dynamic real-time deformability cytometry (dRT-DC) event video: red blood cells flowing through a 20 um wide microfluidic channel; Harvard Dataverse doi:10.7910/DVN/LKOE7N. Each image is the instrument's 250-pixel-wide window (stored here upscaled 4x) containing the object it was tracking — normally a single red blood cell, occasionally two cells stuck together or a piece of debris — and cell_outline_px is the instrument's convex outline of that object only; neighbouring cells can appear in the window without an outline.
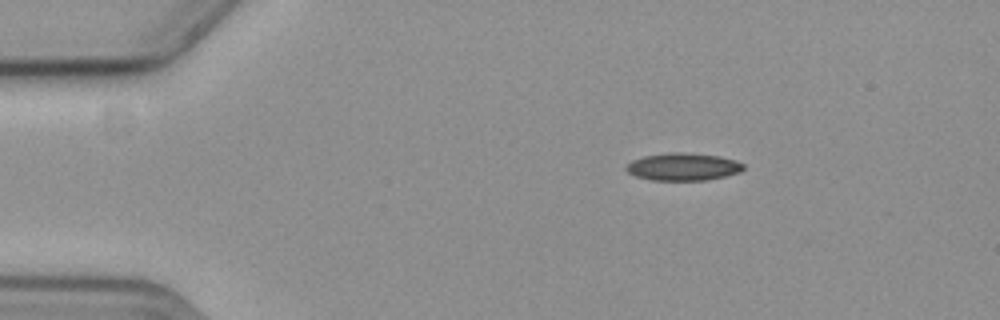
{"species": "common noctule bat (a hibernating species)", "species_latin": "Nyctalus noctula", "temperature_condition": "cold", "stored_images_in_passage": 49, "camera_frame_rate_fps": 3000, "um_per_image_px": 0.085, "animal": {"sex": "female", "body_mass_g": 19.3, "forearm_length_mm": 54.1}, "frame": {"image": 1, "passage_image": 1, "time_ms": 0.0, "image_size_px": [1000, 320], "cell_outline_px": [[744, 168], [740, 172], [708, 180], [652, 180], [636, 176], [628, 172], [624, 168], [624, 164], [632, 160], [644, 156], [668, 152], [684, 152], [720, 156], [736, 160], [744, 164]], "centroid_in_image_um": [58.04, 14.16], "position_along_channel_um": 27.0, "area_um2": 18.96}}
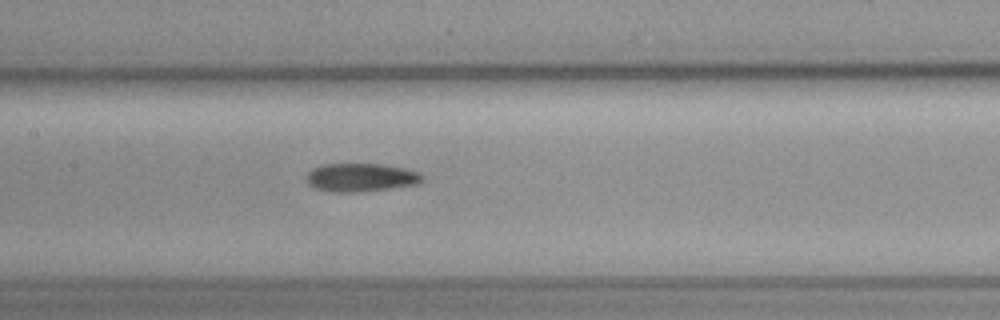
{"frame": {"image": 2, "passage_image": 19, "time_ms": 6.0, "image_size_px": [1000, 320], "cell_outline_px": [[424, 180], [420, 184], [360, 192], [328, 192], [316, 188], [308, 184], [304, 176], [312, 168], [320, 164], [384, 164], [404, 168], [420, 172], [424, 176]], "centroid_in_image_um": [30.67, 15.08], "position_along_channel_um": 176.7, "area_um2": 19.54}}
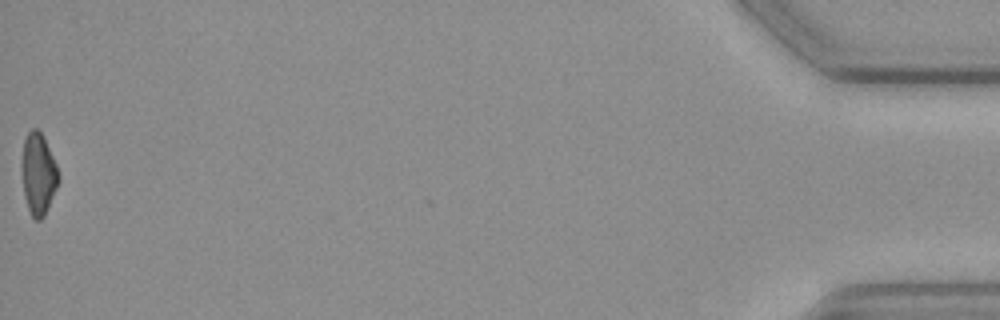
{"frame": {"image": 3, "passage_image": 49, "time_ms": 16.0, "image_size_px": [1000, 320], "cell_outline_px": [[60, 180], [44, 216], [40, 220], [36, 220], [32, 216], [28, 208], [24, 196], [20, 168], [24, 140], [28, 132], [32, 128], [36, 128], [44, 136], [56, 164], [60, 176]], "centroid_in_image_um": [3.25, 14.77], "position_along_channel_um": 432.0, "area_um2": 17.69}}